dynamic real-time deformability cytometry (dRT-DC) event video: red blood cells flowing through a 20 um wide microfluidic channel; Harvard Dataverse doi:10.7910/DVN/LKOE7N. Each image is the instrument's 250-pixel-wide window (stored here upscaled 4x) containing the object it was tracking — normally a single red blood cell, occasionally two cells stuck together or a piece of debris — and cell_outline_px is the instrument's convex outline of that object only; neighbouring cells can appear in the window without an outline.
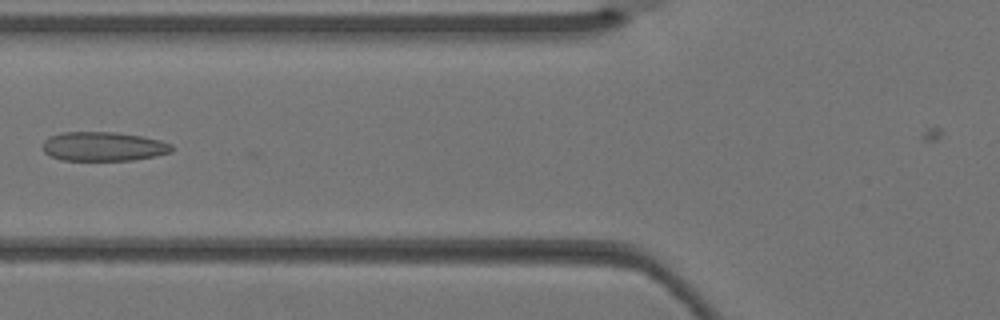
{"species": "Egyptian fruit bat (a non-hibernating species)", "species_latin": "Rousettus aegyptiacus", "temperature_condition": "warm", "stored_images_in_passage": 4, "camera_frame_rate_fps": 3000, "um_per_image_px": 0.085, "animal": {"sex": "female"}, "frame": {"image": 1, "passage_image": 4, "time_ms": 1.0, "image_size_px": [1000, 320], "cell_outline_px": [[172, 152], [156, 156], [132, 160], [60, 160], [48, 156], [44, 152], [44, 140], [48, 136], [64, 132], [116, 132], [140, 136], [160, 140], [172, 144]], "centroid_in_image_um": [8.77, 12.45], "position_along_channel_um": 117.0, "area_um2": 22.02}}